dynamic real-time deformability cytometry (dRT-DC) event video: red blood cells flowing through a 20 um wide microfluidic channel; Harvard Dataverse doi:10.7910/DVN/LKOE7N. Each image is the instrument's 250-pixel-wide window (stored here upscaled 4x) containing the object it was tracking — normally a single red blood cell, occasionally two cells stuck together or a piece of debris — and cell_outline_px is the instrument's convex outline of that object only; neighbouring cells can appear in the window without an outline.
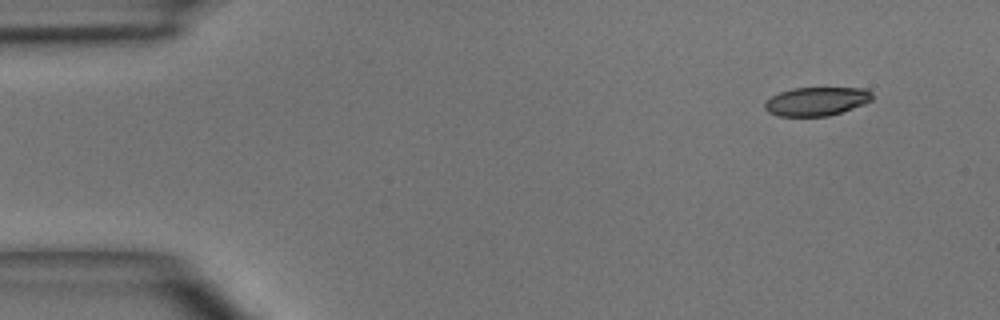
{"species": "common noctule bat (a hibernating species)", "species_latin": "Nyctalus noctula", "temperature_condition": "room temperature", "stored_images_in_passage": 4, "camera_frame_rate_fps": 3000, "um_per_image_px": 0.085, "animal": {"sex": "male", "body_mass_g": 15.6}, "frame": {"image": 1, "passage_image": 1, "time_ms": 0.0, "image_size_px": [1000, 320], "cell_outline_px": [[872, 100], [864, 104], [828, 116], [780, 116], [768, 112], [764, 108], [764, 104], [772, 96], [780, 92], [792, 88], [868, 88], [872, 92]], "centroid_in_image_um": [69.42, 8.61], "position_along_channel_um": 15.6, "area_um2": 17.86}}
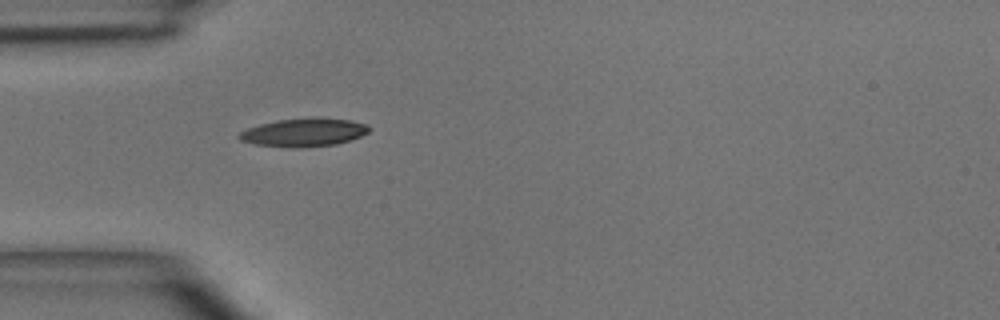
{"frame": {"image": 2, "passage_image": 4, "time_ms": 3.333, "image_size_px": [1000, 320], "cell_outline_px": [[372, 128], [368, 132], [360, 136], [336, 144], [256, 144], [240, 140], [236, 136], [240, 132], [248, 128], [260, 124], [280, 120], [320, 116], [348, 120], [364, 124]], "centroid_in_image_um": [25.86, 11.18], "position_along_channel_um": 59.1, "area_um2": 20.11}}